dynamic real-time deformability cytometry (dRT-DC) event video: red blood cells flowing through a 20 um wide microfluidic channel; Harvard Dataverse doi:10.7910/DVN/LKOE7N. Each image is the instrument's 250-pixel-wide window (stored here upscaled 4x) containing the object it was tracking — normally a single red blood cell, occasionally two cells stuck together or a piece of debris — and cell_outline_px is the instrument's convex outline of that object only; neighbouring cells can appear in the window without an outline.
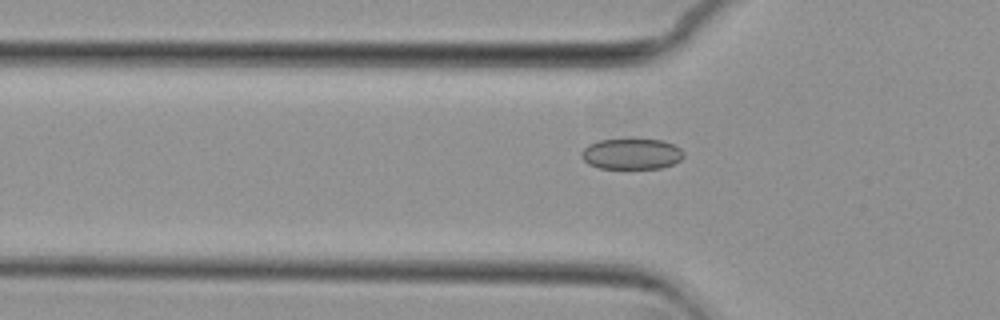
{"species": "common noctule bat (a hibernating species)", "species_latin": "Nyctalus noctula", "temperature_condition": "cold", "stored_images_in_passage": 56, "camera_frame_rate_fps": 3000, "um_per_image_px": 0.085, "animal": {"sex": "female", "body_mass_g": 29.2, "forearm_length_mm": 56.3}, "frame": {"image": 1, "passage_image": 18, "time_ms": 5.667, "image_size_px": [1000, 320], "cell_outline_px": [[684, 156], [680, 160], [672, 164], [660, 168], [600, 168], [588, 164], [580, 156], [580, 152], [588, 144], [600, 140], [664, 140], [680, 148], [684, 152]], "centroid_in_image_um": [53.67, 13.09], "position_along_channel_um": 72.1, "area_um2": 18.21}}
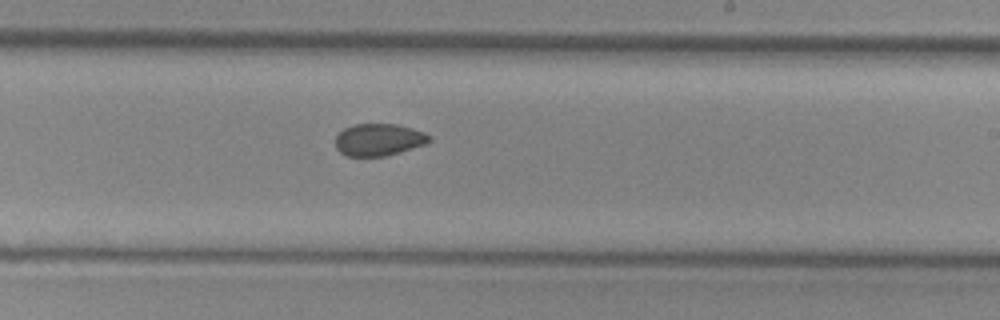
{"frame": {"image": 2, "passage_image": 33, "time_ms": 10.667, "image_size_px": [1000, 320], "cell_outline_px": [[432, 140], [424, 144], [400, 152], [384, 156], [348, 156], [340, 152], [336, 148], [336, 136], [344, 128], [352, 124], [396, 124], [412, 128], [424, 132], [432, 136]], "centroid_in_image_um": [32.2, 11.86], "position_along_channel_um": 256.8, "area_um2": 17.57}}
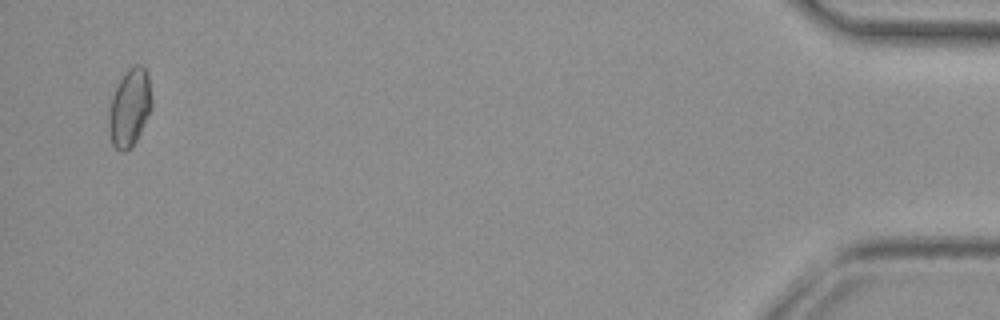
{"frame": {"image": 3, "passage_image": 54, "time_ms": 17.667, "image_size_px": [1000, 320], "cell_outline_px": [[152, 108], [136, 140], [124, 152], [120, 152], [112, 144], [108, 128], [108, 116], [112, 96], [120, 80], [128, 68], [136, 64], [140, 64], [148, 72], [152, 96]], "centroid_in_image_um": [11.03, 9.13], "position_along_channel_um": 424.2, "area_um2": 19.42}, "authors_computed_cell_mechanics": {"area_um2": 18.6405, "velocity_mm_per_s": 3.6919, "shape_relaxation_time_tau1_ms": null, "shape_relaxation_time_tau2_ms": 2.6581, "deformation_change_tau1": null, "deformation_change_tau2": 0.0647}}